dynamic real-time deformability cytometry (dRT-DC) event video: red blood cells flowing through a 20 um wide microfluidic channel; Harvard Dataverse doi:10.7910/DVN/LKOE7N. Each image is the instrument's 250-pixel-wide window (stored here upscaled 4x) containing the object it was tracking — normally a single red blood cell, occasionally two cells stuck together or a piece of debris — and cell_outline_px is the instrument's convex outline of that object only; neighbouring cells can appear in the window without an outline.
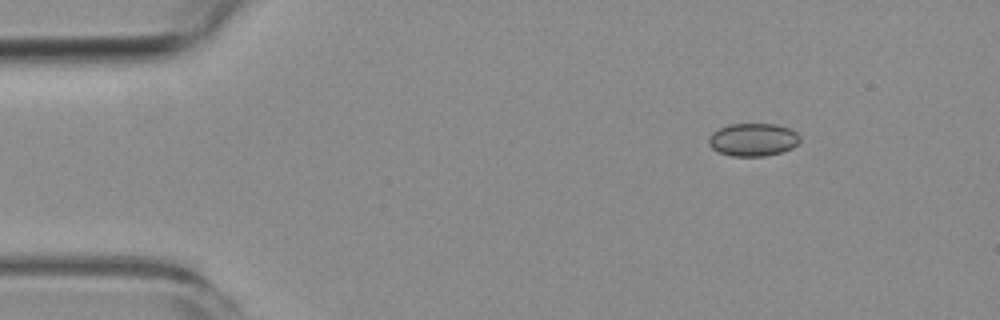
{"species": "common noctule bat (a hibernating species)", "species_latin": "Nyctalus noctula", "temperature_condition": "room temperature", "stored_images_in_passage": 7, "camera_frame_rate_fps": 3000, "um_per_image_px": 0.085, "animal": {"sex": "female", "body_mass_g": 19.3, "forearm_length_mm": 54.1}, "frame": {"image": 1, "passage_image": 1, "time_ms": 0.0, "image_size_px": [1000, 320], "cell_outline_px": [[800, 140], [792, 148], [780, 152], [764, 156], [732, 156], [720, 152], [712, 148], [708, 144], [708, 140], [712, 132], [728, 124], [776, 124], [788, 128], [796, 132], [800, 136]], "centroid_in_image_um": [64.0, 11.86], "position_along_channel_um": 21.0, "area_um2": 17.4}}
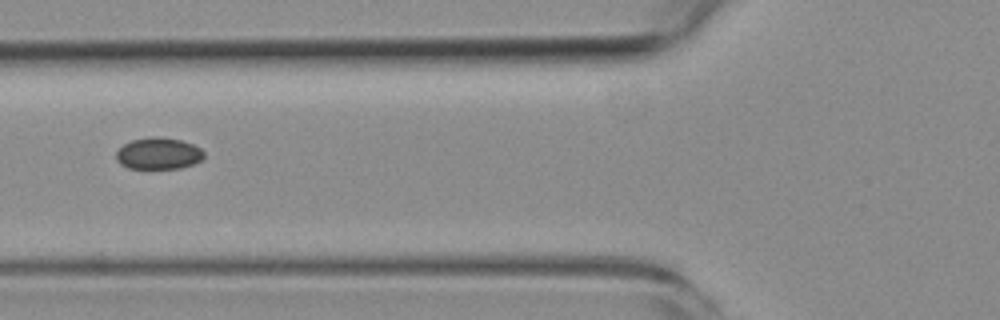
{"frame": {"image": 2, "passage_image": 5, "time_ms": 4.667, "image_size_px": [1000, 320], "cell_outline_px": [[204, 156], [200, 160], [192, 164], [180, 168], [128, 168], [120, 164], [116, 160], [116, 152], [124, 144], [132, 140], [152, 136], [156, 136], [180, 140], [192, 144], [200, 148], [204, 152]], "centroid_in_image_um": [13.45, 13.04], "position_along_channel_um": 112.4, "area_um2": 16.07}}
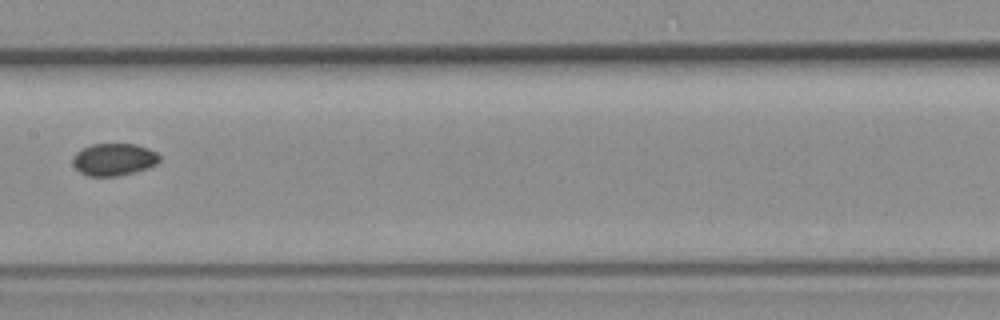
{"frame": {"image": 3, "passage_image": 7, "time_ms": 7.0, "image_size_px": [1000, 320], "cell_outline_px": [[160, 160], [156, 164], [148, 168], [136, 172], [120, 176], [88, 176], [80, 172], [72, 164], [72, 160], [76, 152], [92, 144], [136, 144], [148, 148], [156, 152], [160, 156]], "centroid_in_image_um": [9.7, 13.56], "position_along_channel_um": 197.7, "area_um2": 16.42}}